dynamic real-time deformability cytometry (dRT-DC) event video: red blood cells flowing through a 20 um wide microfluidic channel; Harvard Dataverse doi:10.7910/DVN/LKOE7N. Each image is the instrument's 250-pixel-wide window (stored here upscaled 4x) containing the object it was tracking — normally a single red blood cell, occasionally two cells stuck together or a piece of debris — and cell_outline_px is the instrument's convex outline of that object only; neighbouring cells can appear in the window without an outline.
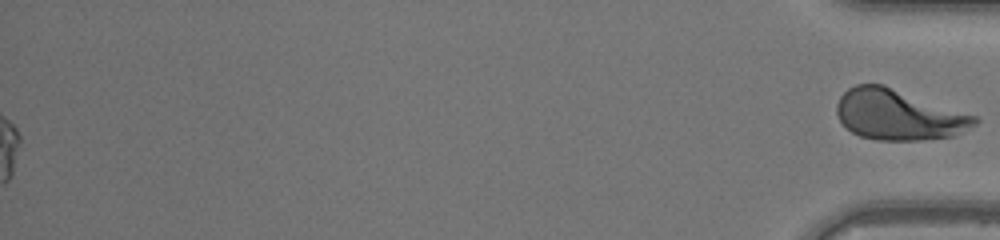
{"species": "human", "species_latin": "Homo sapiens", "temperature_condition": "warm", "stored_images_in_passage": 50, "segment_of_instrument_passage": [2, 2], "camera_frame_rate_fps": 3000, "um_per_image_px": 0.085, "donor": {"sex": "female"}, "frame": {"image": 1, "passage_image": 50, "time_ms": 16.333, "image_size_px": [1000, 240], "cell_outline_px": [[980, 120], [976, 124], [952, 136], [920, 140], [876, 140], [860, 136], [852, 132], [840, 120], [836, 112], [836, 104], [840, 96], [848, 88], [856, 84], [884, 84], [980, 116]], "centroid_in_image_um": [76.4, 9.74], "position_along_channel_um": 358.8, "area_um2": 40.92}}